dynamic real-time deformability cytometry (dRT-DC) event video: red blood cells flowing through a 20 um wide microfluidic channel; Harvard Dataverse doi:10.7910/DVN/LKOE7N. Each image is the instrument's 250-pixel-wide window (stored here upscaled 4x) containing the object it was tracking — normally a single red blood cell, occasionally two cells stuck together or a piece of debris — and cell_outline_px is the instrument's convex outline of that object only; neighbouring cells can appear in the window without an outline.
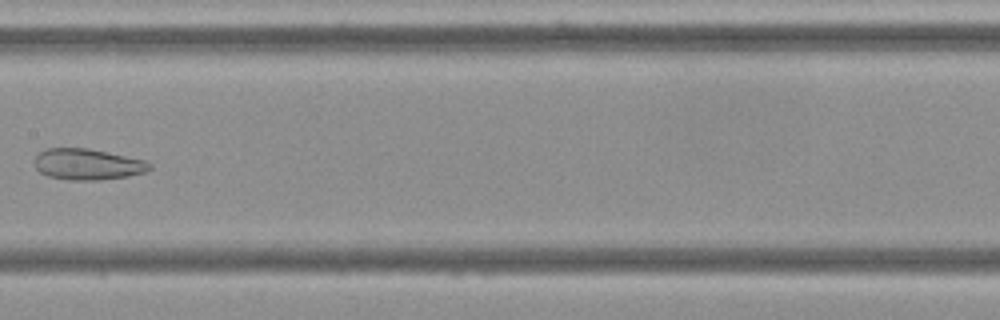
{"species": "Egyptian fruit bat (a non-hibernating species)", "species_latin": "Rousettus aegyptiacus", "temperature_condition": "cold", "stored_images_in_passage": 9, "camera_frame_rate_fps": 3000, "um_per_image_px": 0.085, "frame": {"image": 1, "passage_image": 8, "time_ms": 8.333, "image_size_px": [1000, 320], "cell_outline_px": [[152, 168], [148, 172], [128, 176], [100, 180], [68, 180], [48, 176], [40, 172], [36, 168], [36, 156], [44, 148], [88, 148], [148, 160], [152, 164]], "centroid_in_image_um": [7.51, 13.96], "position_along_channel_um": 199.9, "area_um2": 21.1}}
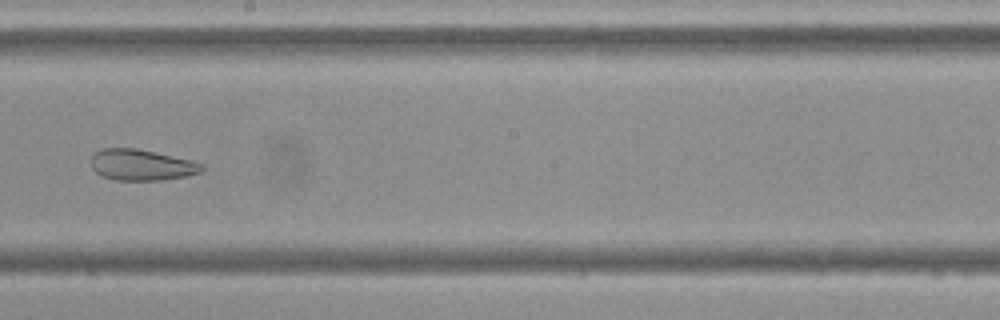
{"frame": {"image": 2, "passage_image": 9, "time_ms": 9.333, "image_size_px": [1000, 320], "cell_outline_px": [[204, 168], [200, 172], [184, 176], [164, 180], [116, 180], [100, 176], [92, 168], [92, 156], [100, 148], [136, 148], [192, 160], [204, 164]], "centroid_in_image_um": [12.02, 14.02], "position_along_channel_um": 236.2, "area_um2": 20.06}}